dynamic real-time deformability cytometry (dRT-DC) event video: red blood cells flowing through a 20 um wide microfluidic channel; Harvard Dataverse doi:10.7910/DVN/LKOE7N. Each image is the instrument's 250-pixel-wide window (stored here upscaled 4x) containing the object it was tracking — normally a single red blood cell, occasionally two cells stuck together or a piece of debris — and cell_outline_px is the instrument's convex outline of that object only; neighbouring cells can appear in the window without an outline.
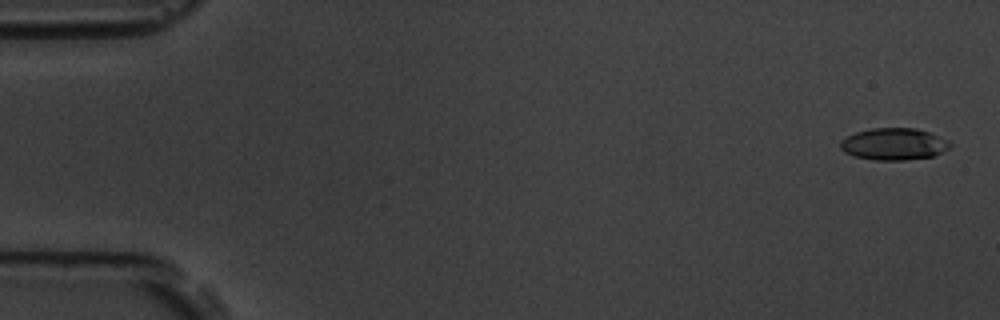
{"species": "common noctule bat (a hibernating species)", "species_latin": "Nyctalus noctula", "temperature_condition": "room temperature", "stored_images_in_passage": 5, "camera_frame_rate_fps": 3000, "um_per_image_px": 0.085, "animal": {"sex": "male", "body_mass_g": 19.5, "forearm_length_mm": 54.6}, "frame": {"image": 1, "passage_image": 1, "time_ms": 0.0, "image_size_px": [1000, 320], "cell_outline_px": [[952, 144], [944, 152], [932, 156], [904, 160], [876, 160], [852, 156], [844, 152], [840, 148], [840, 140], [856, 132], [872, 128], [916, 128], [928, 132], [948, 140]], "centroid_in_image_um": [75.96, 12.25], "position_along_channel_um": 9.0, "area_um2": 20.4}}
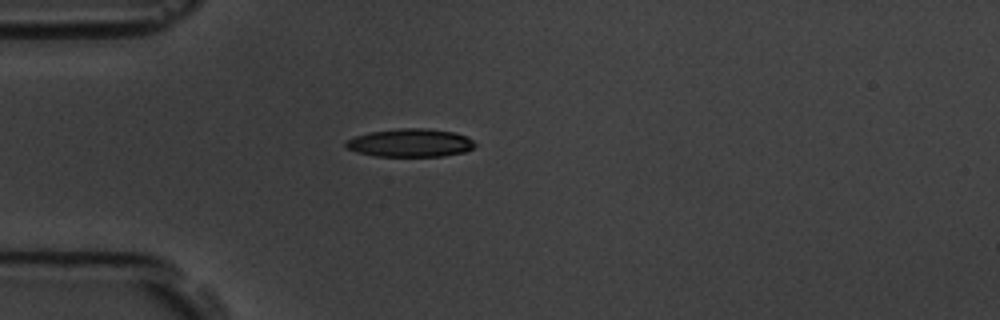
{"frame": {"image": 2, "passage_image": 5, "time_ms": 4.667, "image_size_px": [1000, 320], "cell_outline_px": [[476, 144], [472, 148], [464, 152], [444, 156], [376, 156], [356, 152], [348, 148], [344, 144], [348, 140], [356, 136], [368, 132], [400, 128], [424, 128], [452, 132], [464, 136], [472, 140]], "centroid_in_image_um": [34.86, 12.14], "position_along_channel_um": 50.1, "area_um2": 20.98}}